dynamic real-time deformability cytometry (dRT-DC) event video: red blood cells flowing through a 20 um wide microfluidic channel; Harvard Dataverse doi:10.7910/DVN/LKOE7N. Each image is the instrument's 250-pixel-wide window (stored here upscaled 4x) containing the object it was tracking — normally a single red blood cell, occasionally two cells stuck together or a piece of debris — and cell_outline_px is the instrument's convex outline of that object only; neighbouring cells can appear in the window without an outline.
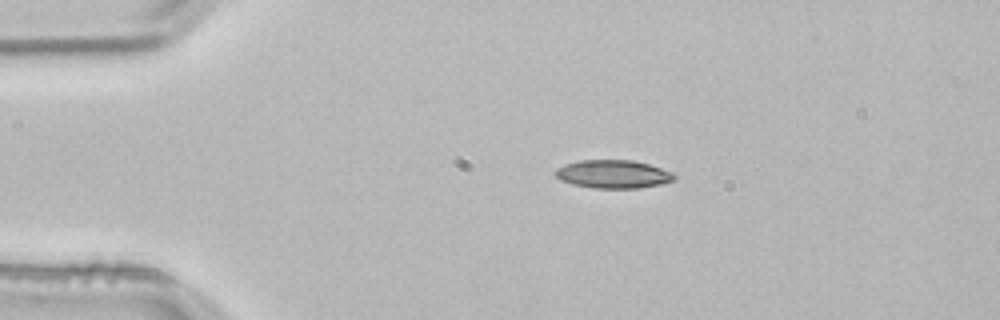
{"species": "common noctule bat (a hibernating species)", "species_latin": "Nyctalus noctula", "temperature_condition": "room temperature", "stored_images_in_passage": 3, "camera_frame_rate_fps": 3000, "um_per_image_px": 0.085, "animal": {"sex": "male", "body_mass_g": 21.5, "forearm_length_mm": 52.0}, "frame": {"image": 1, "passage_image": 2, "time_ms": 0.333, "image_size_px": [1000, 320], "cell_outline_px": [[676, 180], [660, 184], [636, 188], [592, 188], [572, 184], [560, 180], [552, 172], [556, 168], [564, 164], [580, 160], [632, 160], [648, 164], [672, 172], [676, 176]], "centroid_in_image_um": [52.08, 14.8], "position_along_channel_um": 32.9, "area_um2": 19.65}}